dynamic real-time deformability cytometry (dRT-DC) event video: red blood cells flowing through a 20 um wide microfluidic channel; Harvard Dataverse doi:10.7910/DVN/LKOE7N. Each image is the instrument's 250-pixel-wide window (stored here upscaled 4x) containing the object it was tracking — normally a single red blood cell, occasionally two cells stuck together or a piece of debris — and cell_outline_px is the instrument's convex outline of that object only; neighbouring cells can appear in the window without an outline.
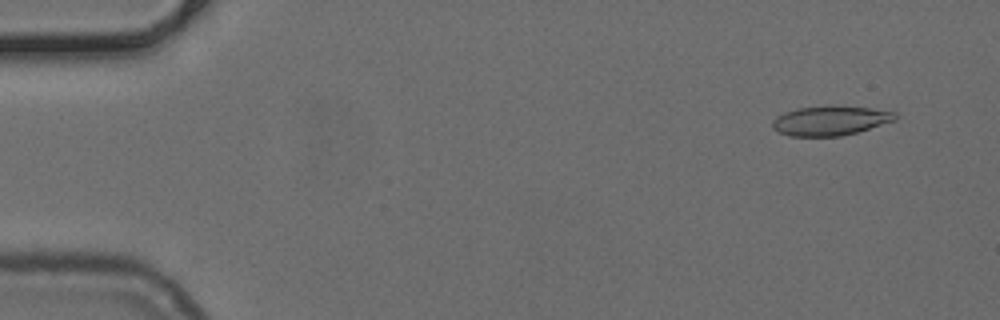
{"species": "common noctule bat (a hibernating species)", "species_latin": "Nyctalus noctula", "temperature_condition": "cold", "stored_images_in_passage": 51, "camera_frame_rate_fps": 3000, "um_per_image_px": 0.085, "animal": {"sex": "female", "body_mass_g": 24.6, "forearm_length_mm": 56.2}, "frame": {"image": 1, "passage_image": 4, "time_ms": 1.0, "image_size_px": [1000, 320], "cell_outline_px": [[896, 120], [856, 132], [840, 136], [788, 136], [772, 128], [772, 120], [776, 116], [784, 112], [800, 108], [872, 108], [896, 112]], "centroid_in_image_um": [70.54, 10.29], "position_along_channel_um": 14.5, "area_um2": 20.29}}
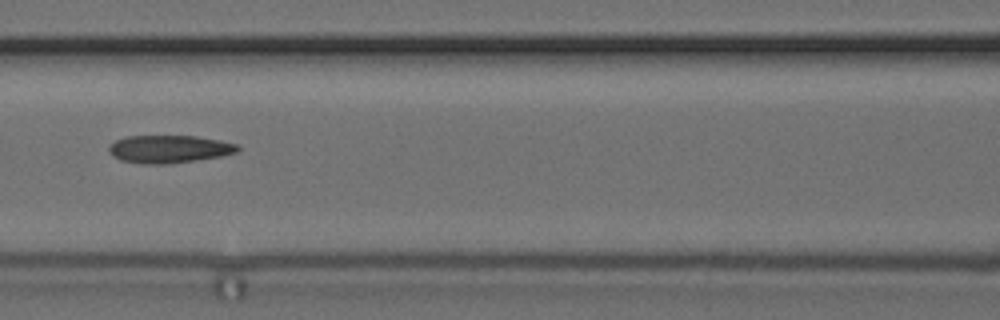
{"frame": {"image": 2, "passage_image": 23, "time_ms": 7.333, "image_size_px": [1000, 320], "cell_outline_px": [[240, 148], [236, 152], [220, 156], [168, 164], [144, 164], [120, 160], [112, 156], [108, 152], [108, 148], [116, 140], [128, 136], [196, 136], [220, 140], [240, 144]], "centroid_in_image_um": [14.37, 12.67], "position_along_channel_um": 152.2, "area_um2": 20.81}}
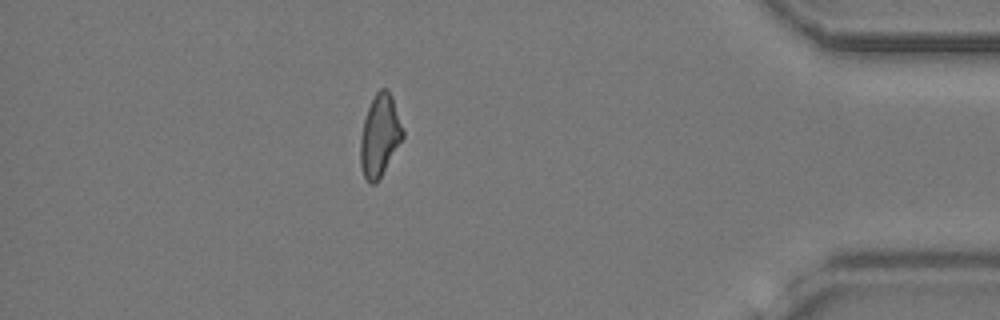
{"frame": {"image": 3, "passage_image": 45, "time_ms": 14.667, "image_size_px": [1000, 320], "cell_outline_px": [[404, 136], [376, 184], [368, 184], [364, 176], [360, 164], [360, 136], [364, 120], [368, 108], [376, 92], [380, 88], [388, 88], [392, 96], [404, 132]], "centroid_in_image_um": [32.27, 11.53], "position_along_channel_um": 402.9, "area_um2": 20.11}}